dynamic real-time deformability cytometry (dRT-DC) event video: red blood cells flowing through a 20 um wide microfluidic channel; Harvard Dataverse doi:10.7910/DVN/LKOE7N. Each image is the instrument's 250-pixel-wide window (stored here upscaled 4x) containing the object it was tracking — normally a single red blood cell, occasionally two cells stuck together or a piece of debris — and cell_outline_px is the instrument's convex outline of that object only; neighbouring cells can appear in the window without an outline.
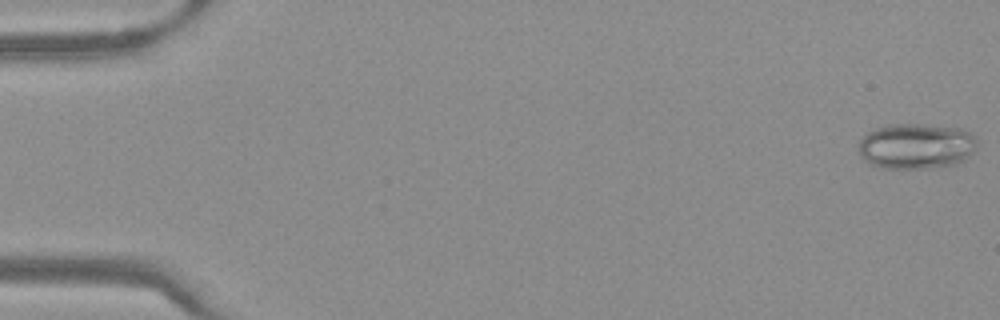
{"species": "Egyptian fruit bat (a non-hibernating species)", "species_latin": "Rousettus aegyptiacus", "temperature_condition": "warm", "stored_images_in_passage": 13, "camera_frame_rate_fps": 3000, "um_per_image_px": 0.085, "frame": {"image": 1, "passage_image": 1, "time_ms": 0.0, "image_size_px": [1000, 320], "cell_outline_px": [[976, 148], [964, 160], [956, 164], [932, 168], [880, 168], [868, 164], [864, 160], [856, 148], [860, 140], [868, 132], [876, 128], [888, 124], [920, 124], [960, 128], [976, 136]], "centroid_in_image_um": [77.84, 12.43], "position_along_channel_um": 7.2, "area_um2": 31.79}}